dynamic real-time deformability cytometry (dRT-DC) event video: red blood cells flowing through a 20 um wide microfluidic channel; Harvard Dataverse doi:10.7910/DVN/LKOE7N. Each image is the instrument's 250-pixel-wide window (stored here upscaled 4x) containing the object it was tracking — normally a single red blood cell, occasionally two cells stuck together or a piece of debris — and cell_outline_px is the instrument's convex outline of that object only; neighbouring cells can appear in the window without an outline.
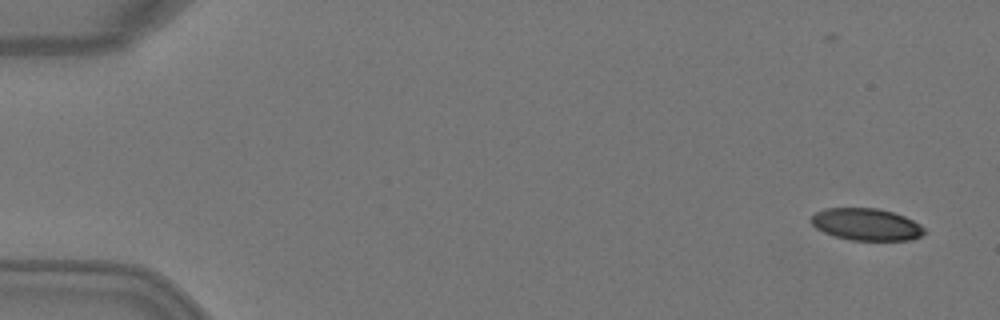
{"species": "Egyptian fruit bat (a non-hibernating species)", "species_latin": "Rousettus aegyptiacus", "temperature_condition": "warm", "stored_images_in_passage": 4, "camera_frame_rate_fps": 3000, "um_per_image_px": 0.085, "animal": {"sex": "female"}, "frame": {"image": 1, "passage_image": 1, "time_ms": 0.0, "image_size_px": [1000, 320], "cell_outline_px": [[924, 232], [920, 236], [912, 240], [852, 240], [836, 236], [824, 232], [816, 228], [808, 220], [816, 212], [824, 208], [876, 208], [892, 212], [904, 216], [920, 224], [924, 228]], "centroid_in_image_um": [73.61, 19.07], "position_along_channel_um": 11.4, "area_um2": 21.04}}
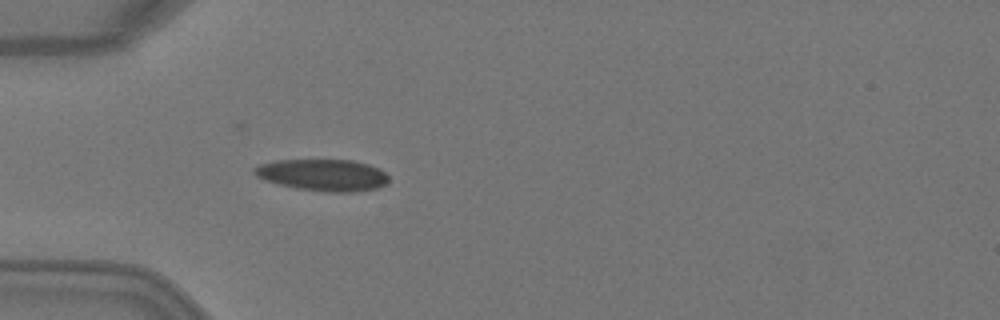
{"frame": {"image": 2, "passage_image": 4, "time_ms": 1.0, "image_size_px": [1000, 320], "cell_outline_px": [[388, 180], [384, 184], [376, 188], [352, 192], [328, 192], [296, 188], [280, 184], [256, 176], [252, 172], [252, 168], [260, 164], [276, 160], [352, 160], [368, 164], [380, 168], [388, 176]], "centroid_in_image_um": [27.44, 14.86], "position_along_channel_um": 57.6, "area_um2": 24.68}}